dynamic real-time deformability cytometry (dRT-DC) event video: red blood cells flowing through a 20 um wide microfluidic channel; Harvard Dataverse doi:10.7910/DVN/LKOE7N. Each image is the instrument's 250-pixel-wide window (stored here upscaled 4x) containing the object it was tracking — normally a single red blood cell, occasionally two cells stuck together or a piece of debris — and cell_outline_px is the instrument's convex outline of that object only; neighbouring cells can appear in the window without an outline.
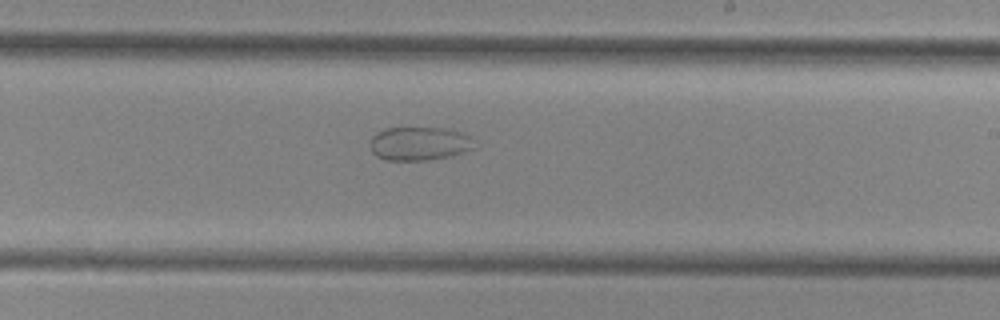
{"species": "common noctule bat (a hibernating species)", "species_latin": "Nyctalus noctula", "temperature_condition": "cold", "stored_images_in_passage": 50, "camera_frame_rate_fps": 3000, "um_per_image_px": 0.085, "animal": {"sex": "female", "body_mass_g": 29.2, "forearm_length_mm": 56.3}, "frame": {"image": 1, "passage_image": 30, "time_ms": 9.667, "image_size_px": [1000, 320], "cell_outline_px": [[476, 148], [452, 156], [428, 160], [384, 160], [376, 156], [372, 152], [368, 144], [372, 136], [376, 132], [384, 128], [448, 128], [472, 136]], "centroid_in_image_um": [35.64, 12.21], "position_along_channel_um": 253.4, "area_um2": 20.87}}
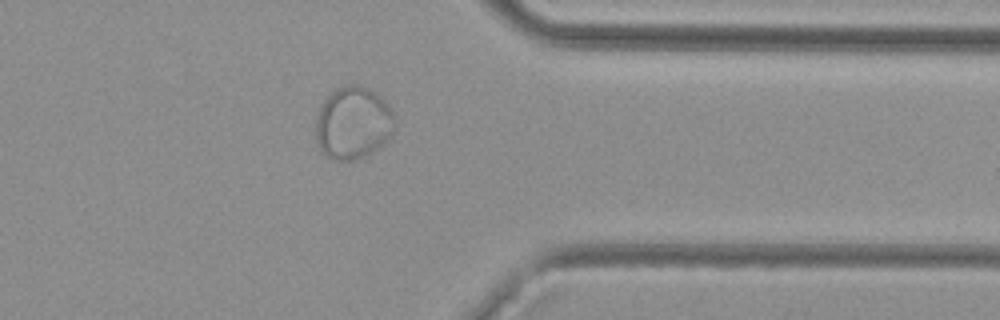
{"frame": {"image": 2, "passage_image": 40, "time_ms": 13.0, "image_size_px": [1000, 320], "cell_outline_px": [[396, 128], [392, 136], [372, 152], [364, 156], [352, 160], [332, 160], [320, 148], [316, 140], [316, 116], [324, 100], [336, 88], [344, 84], [360, 84], [376, 92], [388, 104], [396, 120]], "centroid_in_image_um": [30.04, 10.43], "position_along_channel_um": 381.4, "area_um2": 33.64}}
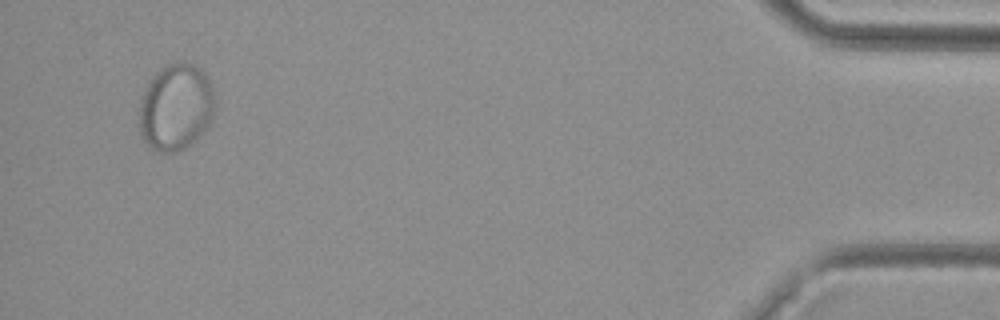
{"frame": {"image": 3, "passage_image": 48, "time_ms": 15.667, "image_size_px": [1000, 320], "cell_outline_px": [[216, 112], [204, 132], [192, 144], [184, 148], [172, 152], [160, 152], [152, 148], [144, 140], [140, 132], [140, 100], [152, 76], [160, 68], [176, 60], [184, 60], [200, 68], [204, 72], [216, 96]], "centroid_in_image_um": [14.99, 9.08], "position_along_channel_um": 420.2, "area_um2": 38.73}}